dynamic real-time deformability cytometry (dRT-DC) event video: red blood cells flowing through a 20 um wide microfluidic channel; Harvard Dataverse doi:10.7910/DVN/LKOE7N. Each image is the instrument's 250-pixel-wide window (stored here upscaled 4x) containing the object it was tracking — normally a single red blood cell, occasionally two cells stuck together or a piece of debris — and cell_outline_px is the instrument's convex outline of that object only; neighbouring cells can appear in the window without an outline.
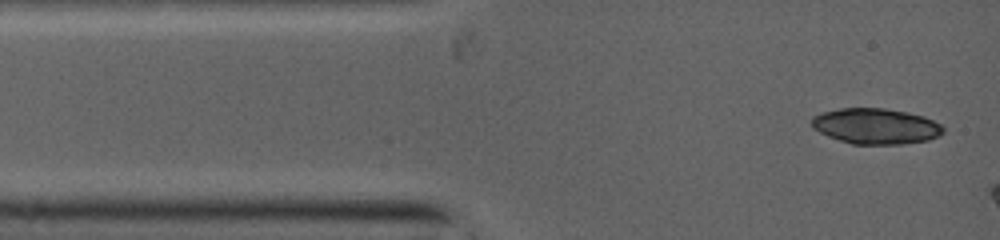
{"species": "common noctule bat (a hibernating species)", "species_latin": "Nyctalus noctula", "temperature_condition": "warm", "stored_images_in_passage": 3, "camera_frame_rate_fps": 5000, "um_per_image_px": 0.085, "animal": {"sex": "female", "body_mass_g": 19.0, "forearm_length_mm": 53.3}, "frame": {"image": 1, "passage_image": 1, "time_ms": 0.0, "image_size_px": [1000, 240], "cell_outline_px": [[944, 132], [928, 140], [900, 144], [852, 144], [840, 140], [820, 132], [812, 128], [812, 120], [816, 116], [824, 112], [840, 108], [884, 108], [908, 112], [924, 116], [940, 124], [944, 128]], "centroid_in_image_um": [74.47, 10.72], "position_along_channel_um": 10.5, "area_um2": 27.05}}